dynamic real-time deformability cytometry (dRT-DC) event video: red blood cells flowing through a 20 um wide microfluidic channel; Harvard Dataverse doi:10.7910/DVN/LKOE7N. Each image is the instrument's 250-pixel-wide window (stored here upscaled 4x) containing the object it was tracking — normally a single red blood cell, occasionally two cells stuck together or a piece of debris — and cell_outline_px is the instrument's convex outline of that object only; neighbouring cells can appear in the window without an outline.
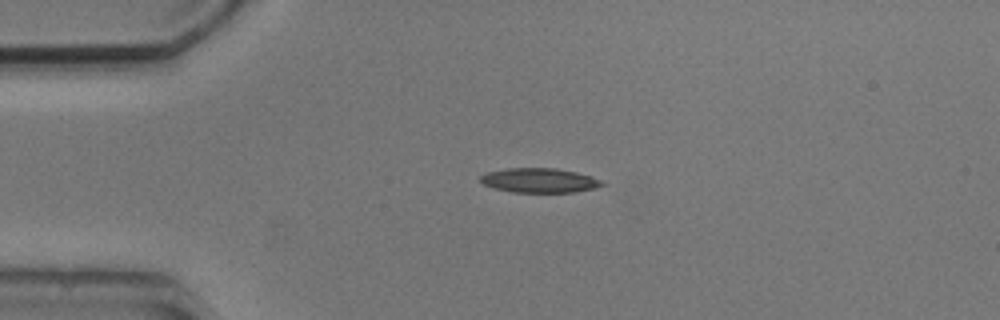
{"species": "common noctule bat (a hibernating species)", "species_latin": "Nyctalus noctula", "temperature_condition": "cold", "stored_images_in_passage": 1, "camera_frame_rate_fps": 3000, "um_per_image_px": 0.085, "animal": {"sex": "male", "body_mass_g": 20.5, "forearm_length_mm": 52.5}, "frame": {"image": 1, "passage_image": 1, "time_ms": 0.0, "image_size_px": [1000, 320], "cell_outline_px": [[604, 184], [592, 188], [576, 192], [512, 192], [496, 188], [484, 184], [480, 180], [480, 176], [488, 172], [508, 168], [556, 168], [576, 172], [592, 176], [604, 180]], "centroid_in_image_um": [45.88, 15.33], "position_along_channel_um": 39.1, "area_um2": 17.22}}